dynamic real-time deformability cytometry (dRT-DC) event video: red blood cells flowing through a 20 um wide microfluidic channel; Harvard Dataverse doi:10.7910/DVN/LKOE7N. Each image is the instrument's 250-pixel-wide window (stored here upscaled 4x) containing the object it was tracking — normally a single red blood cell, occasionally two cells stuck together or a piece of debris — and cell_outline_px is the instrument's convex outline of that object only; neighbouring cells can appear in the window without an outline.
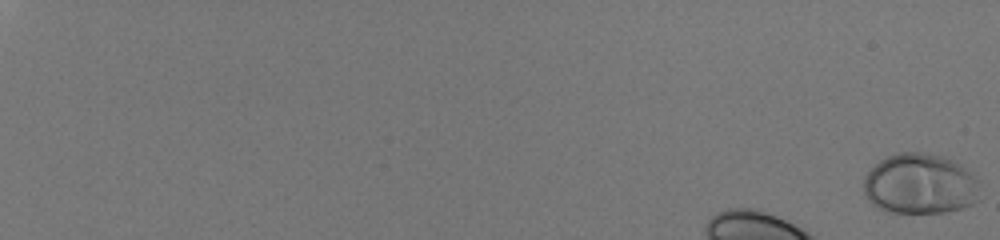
{"species": "human", "species_latin": "Homo sapiens", "temperature_condition": "room temperature", "stored_images_in_passage": 22, "camera_frame_rate_fps": 3000, "um_per_image_px": 0.085, "donor": {"sex": "male"}, "frame": {"image": 1, "passage_image": 1, "time_ms": 0.0, "image_size_px": [1000, 240], "cell_outline_px": [[980, 200], [964, 208], [944, 212], [888, 212], [872, 204], [868, 200], [864, 192], [864, 176], [880, 160], [888, 156], [900, 152], [920, 152], [940, 156], [952, 160], [960, 164], [980, 180]], "centroid_in_image_um": [78.24, 15.64], "position_along_channel_um": 6.8, "area_um2": 41.21}}
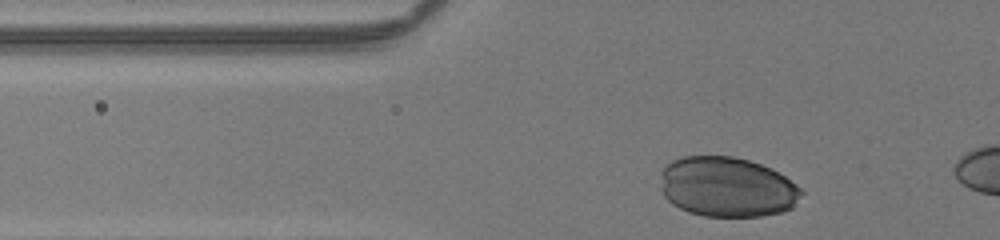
{"frame": {"image": 2, "passage_image": 18, "time_ms": 5.667, "image_size_px": [1000, 240], "cell_outline_px": [[804, 192], [792, 208], [780, 212], [760, 216], [704, 216], [688, 212], [672, 204], [664, 196], [664, 164], [672, 160], [684, 156], [732, 156], [748, 160], [760, 164], [784, 176], [800, 188]], "centroid_in_image_um": [61.82, 15.9], "position_along_channel_um": 64.0, "area_um2": 48.73}}